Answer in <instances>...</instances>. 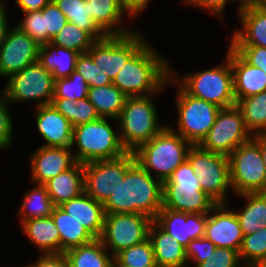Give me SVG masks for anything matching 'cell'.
Returning <instances> with one entry per match:
<instances>
[{
  "label": "cell",
  "mask_w": 266,
  "mask_h": 267,
  "mask_svg": "<svg viewBox=\"0 0 266 267\" xmlns=\"http://www.w3.org/2000/svg\"><path fill=\"white\" fill-rule=\"evenodd\" d=\"M163 183L135 162L103 204L105 213H140L155 219L162 208Z\"/></svg>",
  "instance_id": "1"
},
{
  "label": "cell",
  "mask_w": 266,
  "mask_h": 267,
  "mask_svg": "<svg viewBox=\"0 0 266 267\" xmlns=\"http://www.w3.org/2000/svg\"><path fill=\"white\" fill-rule=\"evenodd\" d=\"M148 41L122 67L112 83L127 97L159 94L171 76L169 61Z\"/></svg>",
  "instance_id": "2"
},
{
  "label": "cell",
  "mask_w": 266,
  "mask_h": 267,
  "mask_svg": "<svg viewBox=\"0 0 266 267\" xmlns=\"http://www.w3.org/2000/svg\"><path fill=\"white\" fill-rule=\"evenodd\" d=\"M191 146L171 125H166L148 142L138 146L133 153L136 162L163 183L187 159Z\"/></svg>",
  "instance_id": "3"
},
{
  "label": "cell",
  "mask_w": 266,
  "mask_h": 267,
  "mask_svg": "<svg viewBox=\"0 0 266 267\" xmlns=\"http://www.w3.org/2000/svg\"><path fill=\"white\" fill-rule=\"evenodd\" d=\"M225 62L222 65L186 74L182 79L175 77L171 67V76L167 84H179L191 96L205 100L220 108L236 105L234 96L233 71L230 64V45Z\"/></svg>",
  "instance_id": "4"
},
{
  "label": "cell",
  "mask_w": 266,
  "mask_h": 267,
  "mask_svg": "<svg viewBox=\"0 0 266 267\" xmlns=\"http://www.w3.org/2000/svg\"><path fill=\"white\" fill-rule=\"evenodd\" d=\"M73 151L76 162L85 164L92 161L114 159L126 154L119 131H115L106 118L73 127ZM76 151V152H75Z\"/></svg>",
  "instance_id": "5"
},
{
  "label": "cell",
  "mask_w": 266,
  "mask_h": 267,
  "mask_svg": "<svg viewBox=\"0 0 266 267\" xmlns=\"http://www.w3.org/2000/svg\"><path fill=\"white\" fill-rule=\"evenodd\" d=\"M217 203L203 192L186 159L163 182L162 207L184 213L208 214Z\"/></svg>",
  "instance_id": "6"
},
{
  "label": "cell",
  "mask_w": 266,
  "mask_h": 267,
  "mask_svg": "<svg viewBox=\"0 0 266 267\" xmlns=\"http://www.w3.org/2000/svg\"><path fill=\"white\" fill-rule=\"evenodd\" d=\"M151 96L128 97L117 119L120 139L128 152L148 142L166 126L159 123Z\"/></svg>",
  "instance_id": "7"
},
{
  "label": "cell",
  "mask_w": 266,
  "mask_h": 267,
  "mask_svg": "<svg viewBox=\"0 0 266 267\" xmlns=\"http://www.w3.org/2000/svg\"><path fill=\"white\" fill-rule=\"evenodd\" d=\"M228 159L232 192L236 195L266 192V166L253 139L238 146Z\"/></svg>",
  "instance_id": "8"
},
{
  "label": "cell",
  "mask_w": 266,
  "mask_h": 267,
  "mask_svg": "<svg viewBox=\"0 0 266 267\" xmlns=\"http://www.w3.org/2000/svg\"><path fill=\"white\" fill-rule=\"evenodd\" d=\"M187 160L194 169L203 192L217 204H226V195L231 188L228 157L192 145Z\"/></svg>",
  "instance_id": "9"
},
{
  "label": "cell",
  "mask_w": 266,
  "mask_h": 267,
  "mask_svg": "<svg viewBox=\"0 0 266 267\" xmlns=\"http://www.w3.org/2000/svg\"><path fill=\"white\" fill-rule=\"evenodd\" d=\"M176 96L178 109L175 131L191 145H199L213 126L220 107L188 94L179 84Z\"/></svg>",
  "instance_id": "10"
},
{
  "label": "cell",
  "mask_w": 266,
  "mask_h": 267,
  "mask_svg": "<svg viewBox=\"0 0 266 267\" xmlns=\"http://www.w3.org/2000/svg\"><path fill=\"white\" fill-rule=\"evenodd\" d=\"M7 79L2 92L9 104L39 100L36 107H40L52 103L55 79L38 61Z\"/></svg>",
  "instance_id": "11"
},
{
  "label": "cell",
  "mask_w": 266,
  "mask_h": 267,
  "mask_svg": "<svg viewBox=\"0 0 266 267\" xmlns=\"http://www.w3.org/2000/svg\"><path fill=\"white\" fill-rule=\"evenodd\" d=\"M153 219L140 213H105L100 240L115 257L122 250L148 239Z\"/></svg>",
  "instance_id": "12"
},
{
  "label": "cell",
  "mask_w": 266,
  "mask_h": 267,
  "mask_svg": "<svg viewBox=\"0 0 266 267\" xmlns=\"http://www.w3.org/2000/svg\"><path fill=\"white\" fill-rule=\"evenodd\" d=\"M147 41L144 34L136 31L123 35H107L96 40L87 53L94 64L113 81L122 67Z\"/></svg>",
  "instance_id": "13"
},
{
  "label": "cell",
  "mask_w": 266,
  "mask_h": 267,
  "mask_svg": "<svg viewBox=\"0 0 266 267\" xmlns=\"http://www.w3.org/2000/svg\"><path fill=\"white\" fill-rule=\"evenodd\" d=\"M252 137L241 111L234 105L219 110L213 126L199 146L228 157L238 146L248 142Z\"/></svg>",
  "instance_id": "14"
},
{
  "label": "cell",
  "mask_w": 266,
  "mask_h": 267,
  "mask_svg": "<svg viewBox=\"0 0 266 267\" xmlns=\"http://www.w3.org/2000/svg\"><path fill=\"white\" fill-rule=\"evenodd\" d=\"M135 162L134 153L127 152L114 159L85 163V192L94 200L104 204Z\"/></svg>",
  "instance_id": "15"
},
{
  "label": "cell",
  "mask_w": 266,
  "mask_h": 267,
  "mask_svg": "<svg viewBox=\"0 0 266 267\" xmlns=\"http://www.w3.org/2000/svg\"><path fill=\"white\" fill-rule=\"evenodd\" d=\"M40 46L18 27L9 29L0 46V77L8 78L37 62Z\"/></svg>",
  "instance_id": "16"
},
{
  "label": "cell",
  "mask_w": 266,
  "mask_h": 267,
  "mask_svg": "<svg viewBox=\"0 0 266 267\" xmlns=\"http://www.w3.org/2000/svg\"><path fill=\"white\" fill-rule=\"evenodd\" d=\"M209 213L204 237L216 247L231 248L239 252L243 234L235 212L228 209L226 203L217 204Z\"/></svg>",
  "instance_id": "17"
},
{
  "label": "cell",
  "mask_w": 266,
  "mask_h": 267,
  "mask_svg": "<svg viewBox=\"0 0 266 267\" xmlns=\"http://www.w3.org/2000/svg\"><path fill=\"white\" fill-rule=\"evenodd\" d=\"M30 160V178L35 185H44L76 163L71 147L40 146L30 155Z\"/></svg>",
  "instance_id": "18"
},
{
  "label": "cell",
  "mask_w": 266,
  "mask_h": 267,
  "mask_svg": "<svg viewBox=\"0 0 266 267\" xmlns=\"http://www.w3.org/2000/svg\"><path fill=\"white\" fill-rule=\"evenodd\" d=\"M154 221L183 247L204 237L207 214L184 213L161 208Z\"/></svg>",
  "instance_id": "19"
},
{
  "label": "cell",
  "mask_w": 266,
  "mask_h": 267,
  "mask_svg": "<svg viewBox=\"0 0 266 267\" xmlns=\"http://www.w3.org/2000/svg\"><path fill=\"white\" fill-rule=\"evenodd\" d=\"M38 133L45 140L42 146L71 147L73 127L52 104L35 107Z\"/></svg>",
  "instance_id": "20"
},
{
  "label": "cell",
  "mask_w": 266,
  "mask_h": 267,
  "mask_svg": "<svg viewBox=\"0 0 266 267\" xmlns=\"http://www.w3.org/2000/svg\"><path fill=\"white\" fill-rule=\"evenodd\" d=\"M238 12L241 30L234 31L229 45L266 47V11L247 0Z\"/></svg>",
  "instance_id": "21"
},
{
  "label": "cell",
  "mask_w": 266,
  "mask_h": 267,
  "mask_svg": "<svg viewBox=\"0 0 266 267\" xmlns=\"http://www.w3.org/2000/svg\"><path fill=\"white\" fill-rule=\"evenodd\" d=\"M230 64L236 102L266 91V74L262 69L248 64L231 46Z\"/></svg>",
  "instance_id": "22"
},
{
  "label": "cell",
  "mask_w": 266,
  "mask_h": 267,
  "mask_svg": "<svg viewBox=\"0 0 266 267\" xmlns=\"http://www.w3.org/2000/svg\"><path fill=\"white\" fill-rule=\"evenodd\" d=\"M59 207L82 224L95 238H100L105 216L102 203L84 192L78 197L63 202Z\"/></svg>",
  "instance_id": "23"
},
{
  "label": "cell",
  "mask_w": 266,
  "mask_h": 267,
  "mask_svg": "<svg viewBox=\"0 0 266 267\" xmlns=\"http://www.w3.org/2000/svg\"><path fill=\"white\" fill-rule=\"evenodd\" d=\"M157 267H187L186 249L154 220L148 231Z\"/></svg>",
  "instance_id": "24"
},
{
  "label": "cell",
  "mask_w": 266,
  "mask_h": 267,
  "mask_svg": "<svg viewBox=\"0 0 266 267\" xmlns=\"http://www.w3.org/2000/svg\"><path fill=\"white\" fill-rule=\"evenodd\" d=\"M44 186L55 206L80 196L85 192L84 164L76 162L70 169L50 179Z\"/></svg>",
  "instance_id": "25"
},
{
  "label": "cell",
  "mask_w": 266,
  "mask_h": 267,
  "mask_svg": "<svg viewBox=\"0 0 266 267\" xmlns=\"http://www.w3.org/2000/svg\"><path fill=\"white\" fill-rule=\"evenodd\" d=\"M89 1V13L95 23L107 35H123L133 32V29L125 28L122 19L126 13L120 5V0H87Z\"/></svg>",
  "instance_id": "26"
},
{
  "label": "cell",
  "mask_w": 266,
  "mask_h": 267,
  "mask_svg": "<svg viewBox=\"0 0 266 267\" xmlns=\"http://www.w3.org/2000/svg\"><path fill=\"white\" fill-rule=\"evenodd\" d=\"M24 234L41 255L60 254V235L51 216L40 217L21 223Z\"/></svg>",
  "instance_id": "27"
},
{
  "label": "cell",
  "mask_w": 266,
  "mask_h": 267,
  "mask_svg": "<svg viewBox=\"0 0 266 267\" xmlns=\"http://www.w3.org/2000/svg\"><path fill=\"white\" fill-rule=\"evenodd\" d=\"M78 55L73 50L49 42L40 46L38 62L58 80L69 77L75 71Z\"/></svg>",
  "instance_id": "28"
},
{
  "label": "cell",
  "mask_w": 266,
  "mask_h": 267,
  "mask_svg": "<svg viewBox=\"0 0 266 267\" xmlns=\"http://www.w3.org/2000/svg\"><path fill=\"white\" fill-rule=\"evenodd\" d=\"M51 217L60 235V254L68 249L90 243L95 237L79 222L59 206H55Z\"/></svg>",
  "instance_id": "29"
},
{
  "label": "cell",
  "mask_w": 266,
  "mask_h": 267,
  "mask_svg": "<svg viewBox=\"0 0 266 267\" xmlns=\"http://www.w3.org/2000/svg\"><path fill=\"white\" fill-rule=\"evenodd\" d=\"M127 98L113 83L89 87L87 94V99L94 105L101 118H109L116 122Z\"/></svg>",
  "instance_id": "30"
},
{
  "label": "cell",
  "mask_w": 266,
  "mask_h": 267,
  "mask_svg": "<svg viewBox=\"0 0 266 267\" xmlns=\"http://www.w3.org/2000/svg\"><path fill=\"white\" fill-rule=\"evenodd\" d=\"M68 267H111L113 256L99 238L63 253Z\"/></svg>",
  "instance_id": "31"
},
{
  "label": "cell",
  "mask_w": 266,
  "mask_h": 267,
  "mask_svg": "<svg viewBox=\"0 0 266 267\" xmlns=\"http://www.w3.org/2000/svg\"><path fill=\"white\" fill-rule=\"evenodd\" d=\"M239 196L246 200L242 210L235 212L243 236L266 227V192L245 193Z\"/></svg>",
  "instance_id": "32"
},
{
  "label": "cell",
  "mask_w": 266,
  "mask_h": 267,
  "mask_svg": "<svg viewBox=\"0 0 266 267\" xmlns=\"http://www.w3.org/2000/svg\"><path fill=\"white\" fill-rule=\"evenodd\" d=\"M59 10L67 17L68 22L87 31L95 40H100L107 34L95 23L89 13L87 0H53Z\"/></svg>",
  "instance_id": "33"
},
{
  "label": "cell",
  "mask_w": 266,
  "mask_h": 267,
  "mask_svg": "<svg viewBox=\"0 0 266 267\" xmlns=\"http://www.w3.org/2000/svg\"><path fill=\"white\" fill-rule=\"evenodd\" d=\"M24 194L19 212H17L21 223L30 219L51 216L55 205L44 185L36 184V187Z\"/></svg>",
  "instance_id": "34"
},
{
  "label": "cell",
  "mask_w": 266,
  "mask_h": 267,
  "mask_svg": "<svg viewBox=\"0 0 266 267\" xmlns=\"http://www.w3.org/2000/svg\"><path fill=\"white\" fill-rule=\"evenodd\" d=\"M252 135L266 133V91L236 102Z\"/></svg>",
  "instance_id": "35"
},
{
  "label": "cell",
  "mask_w": 266,
  "mask_h": 267,
  "mask_svg": "<svg viewBox=\"0 0 266 267\" xmlns=\"http://www.w3.org/2000/svg\"><path fill=\"white\" fill-rule=\"evenodd\" d=\"M51 104L69 120L72 127L100 118L96 108L87 98L75 102L68 98H53Z\"/></svg>",
  "instance_id": "36"
},
{
  "label": "cell",
  "mask_w": 266,
  "mask_h": 267,
  "mask_svg": "<svg viewBox=\"0 0 266 267\" xmlns=\"http://www.w3.org/2000/svg\"><path fill=\"white\" fill-rule=\"evenodd\" d=\"M96 40L77 25L67 22L60 32L53 37L51 43L76 53H86Z\"/></svg>",
  "instance_id": "37"
},
{
  "label": "cell",
  "mask_w": 266,
  "mask_h": 267,
  "mask_svg": "<svg viewBox=\"0 0 266 267\" xmlns=\"http://www.w3.org/2000/svg\"><path fill=\"white\" fill-rule=\"evenodd\" d=\"M122 264L130 267H157L151 241L122 250L115 256Z\"/></svg>",
  "instance_id": "38"
},
{
  "label": "cell",
  "mask_w": 266,
  "mask_h": 267,
  "mask_svg": "<svg viewBox=\"0 0 266 267\" xmlns=\"http://www.w3.org/2000/svg\"><path fill=\"white\" fill-rule=\"evenodd\" d=\"M266 257V227L243 236L239 250L240 261L244 266H252L257 260Z\"/></svg>",
  "instance_id": "39"
},
{
  "label": "cell",
  "mask_w": 266,
  "mask_h": 267,
  "mask_svg": "<svg viewBox=\"0 0 266 267\" xmlns=\"http://www.w3.org/2000/svg\"><path fill=\"white\" fill-rule=\"evenodd\" d=\"M88 90L89 85L84 77L74 71L67 78L55 80L53 98H68L75 102L87 98Z\"/></svg>",
  "instance_id": "40"
},
{
  "label": "cell",
  "mask_w": 266,
  "mask_h": 267,
  "mask_svg": "<svg viewBox=\"0 0 266 267\" xmlns=\"http://www.w3.org/2000/svg\"><path fill=\"white\" fill-rule=\"evenodd\" d=\"M75 72L84 77L89 87L112 84V80L94 64L91 56L87 52L78 55Z\"/></svg>",
  "instance_id": "41"
},
{
  "label": "cell",
  "mask_w": 266,
  "mask_h": 267,
  "mask_svg": "<svg viewBox=\"0 0 266 267\" xmlns=\"http://www.w3.org/2000/svg\"><path fill=\"white\" fill-rule=\"evenodd\" d=\"M24 18L15 26L22 32L28 34L32 39L36 40L40 45L51 42L48 32L44 31V16L42 10L37 12H22Z\"/></svg>",
  "instance_id": "42"
},
{
  "label": "cell",
  "mask_w": 266,
  "mask_h": 267,
  "mask_svg": "<svg viewBox=\"0 0 266 267\" xmlns=\"http://www.w3.org/2000/svg\"><path fill=\"white\" fill-rule=\"evenodd\" d=\"M239 259V252L231 248L216 247L203 263L196 267H244Z\"/></svg>",
  "instance_id": "43"
},
{
  "label": "cell",
  "mask_w": 266,
  "mask_h": 267,
  "mask_svg": "<svg viewBox=\"0 0 266 267\" xmlns=\"http://www.w3.org/2000/svg\"><path fill=\"white\" fill-rule=\"evenodd\" d=\"M44 31L53 39L68 22L67 17L59 10L57 5L51 0L43 9Z\"/></svg>",
  "instance_id": "44"
},
{
  "label": "cell",
  "mask_w": 266,
  "mask_h": 267,
  "mask_svg": "<svg viewBox=\"0 0 266 267\" xmlns=\"http://www.w3.org/2000/svg\"><path fill=\"white\" fill-rule=\"evenodd\" d=\"M186 249L187 262H195V267L203 263L212 252L216 250V246L205 237L191 240Z\"/></svg>",
  "instance_id": "45"
},
{
  "label": "cell",
  "mask_w": 266,
  "mask_h": 267,
  "mask_svg": "<svg viewBox=\"0 0 266 267\" xmlns=\"http://www.w3.org/2000/svg\"><path fill=\"white\" fill-rule=\"evenodd\" d=\"M0 149L3 150L12 146L13 141V121L10 114L8 102L3 92L0 94Z\"/></svg>",
  "instance_id": "46"
},
{
  "label": "cell",
  "mask_w": 266,
  "mask_h": 267,
  "mask_svg": "<svg viewBox=\"0 0 266 267\" xmlns=\"http://www.w3.org/2000/svg\"><path fill=\"white\" fill-rule=\"evenodd\" d=\"M248 64L262 69L266 74V47L231 46Z\"/></svg>",
  "instance_id": "47"
},
{
  "label": "cell",
  "mask_w": 266,
  "mask_h": 267,
  "mask_svg": "<svg viewBox=\"0 0 266 267\" xmlns=\"http://www.w3.org/2000/svg\"><path fill=\"white\" fill-rule=\"evenodd\" d=\"M187 5L191 6H199L201 9H206L211 11L212 14H216L218 17H223L225 7L227 3L233 1H239L240 5H238V11L240 8L247 2V0H183Z\"/></svg>",
  "instance_id": "48"
},
{
  "label": "cell",
  "mask_w": 266,
  "mask_h": 267,
  "mask_svg": "<svg viewBox=\"0 0 266 267\" xmlns=\"http://www.w3.org/2000/svg\"><path fill=\"white\" fill-rule=\"evenodd\" d=\"M30 265L32 267H68L64 254L40 255L38 260Z\"/></svg>",
  "instance_id": "49"
},
{
  "label": "cell",
  "mask_w": 266,
  "mask_h": 267,
  "mask_svg": "<svg viewBox=\"0 0 266 267\" xmlns=\"http://www.w3.org/2000/svg\"><path fill=\"white\" fill-rule=\"evenodd\" d=\"M151 0H120V5L129 18L140 15Z\"/></svg>",
  "instance_id": "50"
},
{
  "label": "cell",
  "mask_w": 266,
  "mask_h": 267,
  "mask_svg": "<svg viewBox=\"0 0 266 267\" xmlns=\"http://www.w3.org/2000/svg\"><path fill=\"white\" fill-rule=\"evenodd\" d=\"M51 0H15L22 12H37L42 10Z\"/></svg>",
  "instance_id": "51"
},
{
  "label": "cell",
  "mask_w": 266,
  "mask_h": 267,
  "mask_svg": "<svg viewBox=\"0 0 266 267\" xmlns=\"http://www.w3.org/2000/svg\"><path fill=\"white\" fill-rule=\"evenodd\" d=\"M6 6L5 3L0 0V46L2 44V42L5 39V36L7 35L8 31H9V22H8V14H7V10H6Z\"/></svg>",
  "instance_id": "52"
},
{
  "label": "cell",
  "mask_w": 266,
  "mask_h": 267,
  "mask_svg": "<svg viewBox=\"0 0 266 267\" xmlns=\"http://www.w3.org/2000/svg\"><path fill=\"white\" fill-rule=\"evenodd\" d=\"M252 139L259 145L264 165L266 166V133L254 134Z\"/></svg>",
  "instance_id": "53"
},
{
  "label": "cell",
  "mask_w": 266,
  "mask_h": 267,
  "mask_svg": "<svg viewBox=\"0 0 266 267\" xmlns=\"http://www.w3.org/2000/svg\"><path fill=\"white\" fill-rule=\"evenodd\" d=\"M252 267H266V257L257 260Z\"/></svg>",
  "instance_id": "54"
},
{
  "label": "cell",
  "mask_w": 266,
  "mask_h": 267,
  "mask_svg": "<svg viewBox=\"0 0 266 267\" xmlns=\"http://www.w3.org/2000/svg\"><path fill=\"white\" fill-rule=\"evenodd\" d=\"M111 267H130L122 264L116 257H113Z\"/></svg>",
  "instance_id": "55"
},
{
  "label": "cell",
  "mask_w": 266,
  "mask_h": 267,
  "mask_svg": "<svg viewBox=\"0 0 266 267\" xmlns=\"http://www.w3.org/2000/svg\"><path fill=\"white\" fill-rule=\"evenodd\" d=\"M258 7L266 11V0H252Z\"/></svg>",
  "instance_id": "56"
},
{
  "label": "cell",
  "mask_w": 266,
  "mask_h": 267,
  "mask_svg": "<svg viewBox=\"0 0 266 267\" xmlns=\"http://www.w3.org/2000/svg\"><path fill=\"white\" fill-rule=\"evenodd\" d=\"M21 267H32L30 264H28L27 266L25 265V266H21Z\"/></svg>",
  "instance_id": "57"
}]
</instances>
